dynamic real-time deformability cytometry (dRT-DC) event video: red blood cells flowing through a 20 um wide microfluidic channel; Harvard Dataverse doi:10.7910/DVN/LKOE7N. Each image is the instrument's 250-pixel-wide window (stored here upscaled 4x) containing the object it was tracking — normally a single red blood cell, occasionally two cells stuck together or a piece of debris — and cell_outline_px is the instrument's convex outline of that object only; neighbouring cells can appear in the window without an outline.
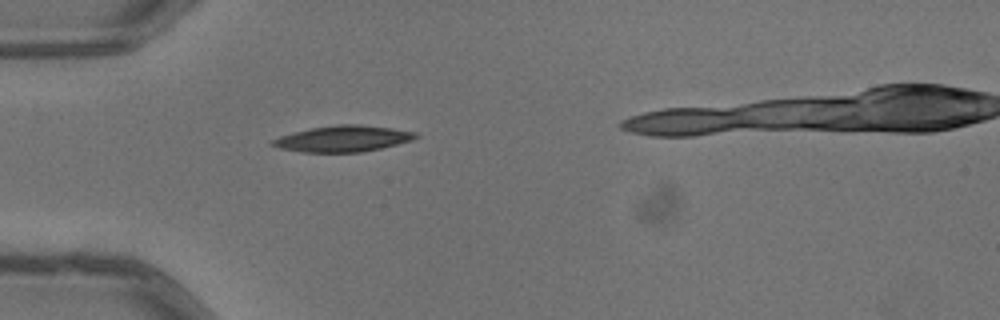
{"species": "common noctule bat (a hibernating species)", "species_latin": "Nyctalus noctula", "temperature_condition": "warm", "stored_images_in_passage": 2, "camera_frame_rate_fps": 3000, "um_per_image_px": 0.085, "animal": {"sex": "male", "body_mass_g": 13.3}, "frame": {"image": 1, "passage_image": 1, "time_ms": 0.0, "image_size_px": [1000, 320], "cell_outline_px": [[420, 136], [412, 140], [380, 148], [360, 152], [300, 152], [280, 148], [268, 144], [272, 140], [280, 136], [312, 128], [336, 124], [360, 124], [392, 128], [416, 132]], "centroid_in_image_um": [29.16, 11.78], "position_along_channel_um": 55.8, "area_um2": 21.68}}